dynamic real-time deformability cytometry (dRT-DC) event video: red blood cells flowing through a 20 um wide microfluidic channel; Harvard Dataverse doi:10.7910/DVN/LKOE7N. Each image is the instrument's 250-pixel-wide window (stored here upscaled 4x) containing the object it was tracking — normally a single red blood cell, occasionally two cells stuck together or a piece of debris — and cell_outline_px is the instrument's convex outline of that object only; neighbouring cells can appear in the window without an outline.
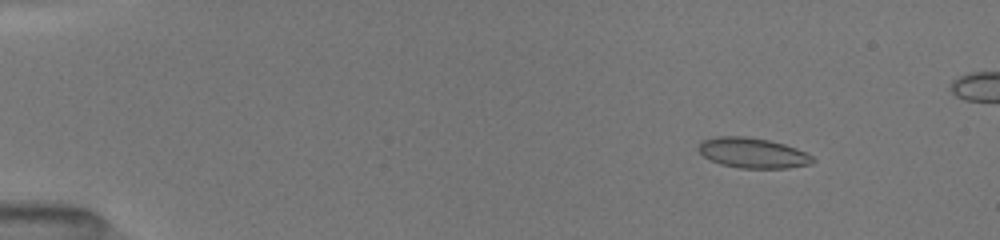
{"species": "common noctule bat (a hibernating species)", "species_latin": "Nyctalus noctula", "temperature_condition": "room temperature", "stored_images_in_passage": 28, "camera_frame_rate_fps": 3000, "um_per_image_px": 0.085, "animal": {"sex": "female", "body_mass_g": 19.5, "forearm_length_mm": 54.1}, "frame": {"image": 1, "passage_image": 4, "time_ms": 2.0, "image_size_px": [1000, 240], "cell_outline_px": [[816, 160], [812, 164], [788, 168], [740, 168], [720, 164], [704, 156], [696, 148], [700, 140], [716, 136], [744, 136], [768, 140], [784, 144], [796, 148], [812, 156]], "centroid_in_image_um": [63.96, 12.99], "position_along_channel_um": 21.0, "area_um2": 20.23}}
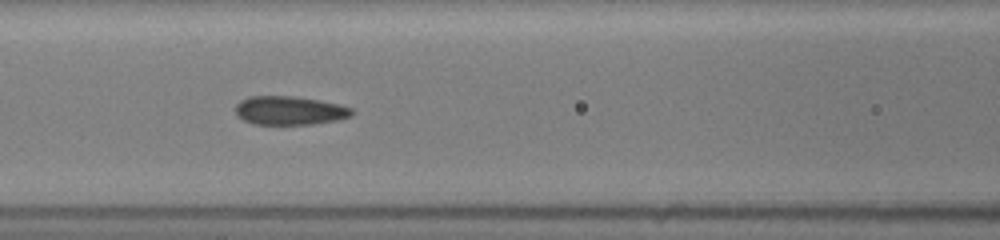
{"frame": {"image": 2, "passage_image": 18, "time_ms": 7.667, "image_size_px": [1000, 240], "cell_outline_px": [[356, 112], [352, 116], [336, 120], [312, 124], [252, 124], [236, 116], [236, 104], [240, 100], [248, 96], [296, 96], [320, 100], [340, 104], [352, 108]], "centroid_in_image_um": [24.63, 9.38], "position_along_channel_um": 142.0, "area_um2": 19.71}}
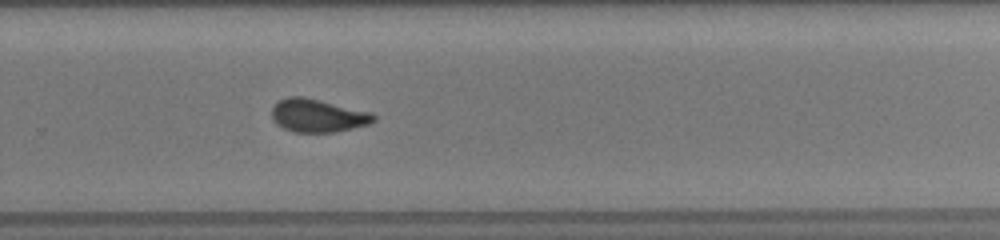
{"frame": {"image": 3, "passage_image": 28, "time_ms": 11.667, "image_size_px": [1000, 240], "cell_outline_px": [[376, 120], [368, 124], [336, 132], [292, 132], [276, 124], [272, 120], [272, 108], [280, 100], [288, 96], [304, 96], [372, 112], [376, 116]], "centroid_in_image_um": [27.01, 9.82], "position_along_channel_um": 302.8, "area_um2": 19.77}}